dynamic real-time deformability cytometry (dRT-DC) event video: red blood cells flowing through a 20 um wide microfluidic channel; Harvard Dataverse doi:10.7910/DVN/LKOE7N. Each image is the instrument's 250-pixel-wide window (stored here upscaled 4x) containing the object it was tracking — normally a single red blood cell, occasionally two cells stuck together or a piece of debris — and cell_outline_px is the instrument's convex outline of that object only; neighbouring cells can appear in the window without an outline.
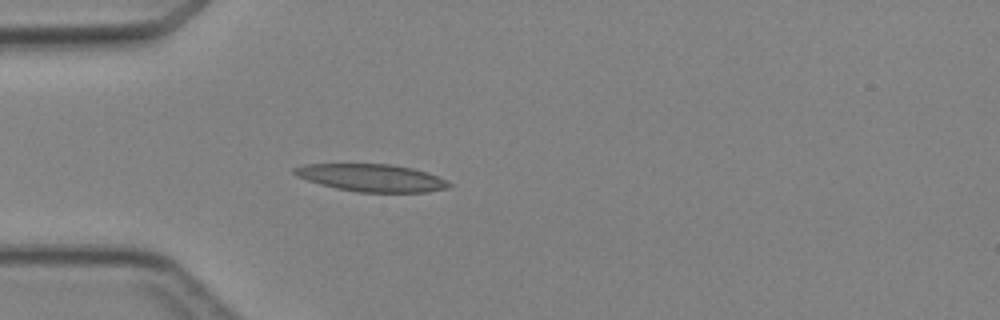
{"species": "Egyptian fruit bat (a non-hibernating species)", "species_latin": "Rousettus aegyptiacus", "temperature_condition": "cold", "stored_images_in_passage": 4, "camera_frame_rate_fps": 3000, "um_per_image_px": 0.085, "animal": {"sex": "female"}, "frame": {"image": 1, "passage_image": 4, "time_ms": 3.333, "image_size_px": [1000, 320], "cell_outline_px": [[452, 184], [448, 188], [428, 192], [356, 192], [336, 188], [320, 184], [296, 176], [292, 172], [292, 168], [304, 164], [392, 164], [412, 168], [428, 172]], "centroid_in_image_um": [31.56, 15.11], "position_along_channel_um": 53.4, "area_um2": 24.74}}